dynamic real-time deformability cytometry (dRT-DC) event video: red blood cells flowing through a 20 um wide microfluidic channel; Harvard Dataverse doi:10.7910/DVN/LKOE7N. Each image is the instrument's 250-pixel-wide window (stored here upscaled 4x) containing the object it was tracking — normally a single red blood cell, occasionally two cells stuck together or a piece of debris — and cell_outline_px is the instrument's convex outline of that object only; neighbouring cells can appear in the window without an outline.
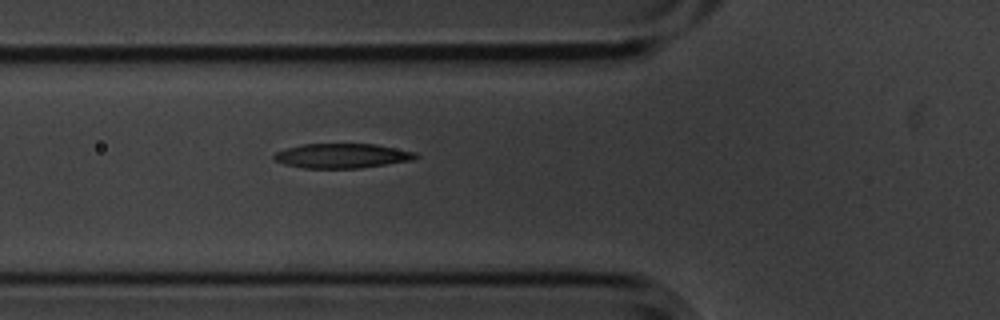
{"species": "common noctule bat (a hibernating species)", "species_latin": "Nyctalus noctula", "temperature_condition": "cold", "stored_images_in_passage": 4, "camera_frame_rate_fps": 3000, "um_per_image_px": 0.085, "animal": {"sex": "male", "body_mass_g": 20.1, "forearm_length_mm": 53.5}, "frame": {"image": 1, "passage_image": 4, "time_ms": 1.0, "image_size_px": [1000, 320], "cell_outline_px": [[420, 156], [412, 160], [360, 168], [304, 168], [284, 164], [272, 160], [272, 156], [276, 152], [288, 148], [304, 144], [376, 144], [416, 152]], "centroid_in_image_um": [29.07, 13.24], "position_along_channel_um": 96.7, "area_um2": 20.29}}